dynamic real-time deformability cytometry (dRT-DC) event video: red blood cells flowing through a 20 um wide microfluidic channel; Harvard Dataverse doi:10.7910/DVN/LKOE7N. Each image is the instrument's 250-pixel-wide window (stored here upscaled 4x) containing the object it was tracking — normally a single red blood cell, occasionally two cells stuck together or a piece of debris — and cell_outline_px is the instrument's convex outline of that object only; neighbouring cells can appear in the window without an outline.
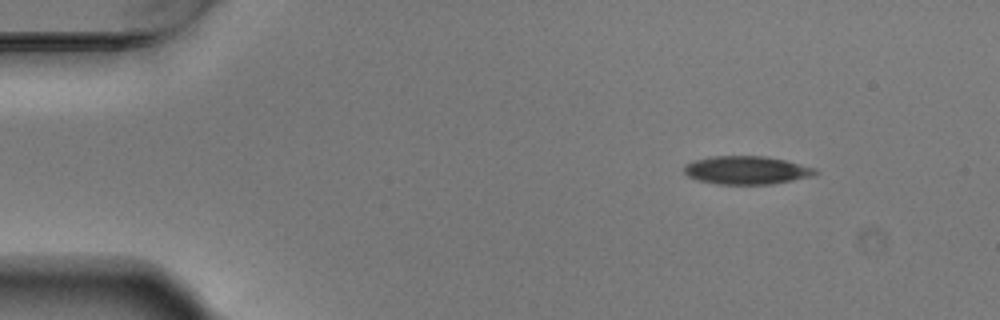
{"species": "Egyptian fruit bat (a non-hibernating species)", "species_latin": "Rousettus aegyptiacus", "temperature_condition": "warm", "stored_images_in_passage": 8, "camera_frame_rate_fps": 3000, "um_per_image_px": 0.085, "animal": {"sex": "male"}, "frame": {"image": 1, "passage_image": 1, "time_ms": 0.0, "image_size_px": [1000, 320], "cell_outline_px": [[820, 172], [808, 176], [792, 180], [772, 184], [716, 184], [696, 180], [688, 176], [684, 172], [684, 164], [692, 160], [712, 156], [764, 156], [784, 160], [816, 168]], "centroid_in_image_um": [63.39, 14.46], "position_along_channel_um": 21.6, "area_um2": 21.56}}
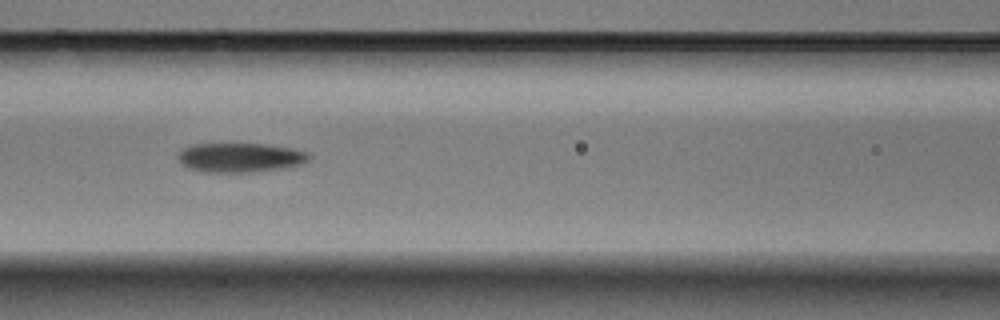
{"frame": {"image": 2, "passage_image": 5, "time_ms": 1.333, "image_size_px": [1000, 320], "cell_outline_px": [[312, 156], [308, 160], [300, 164], [280, 168], [252, 172], [204, 172], [188, 168], [180, 164], [180, 152], [184, 148], [196, 144], [264, 144], [292, 148], [308, 152]], "centroid_in_image_um": [20.43, 13.39], "position_along_channel_um": 146.2, "area_um2": 22.14}}
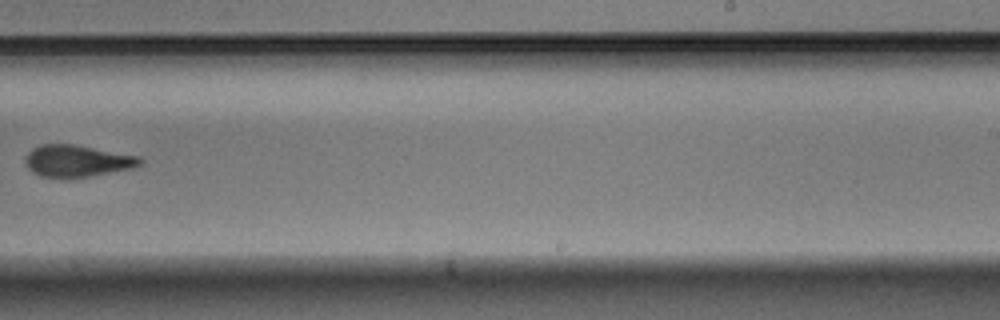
{"frame": {"image": 3, "passage_image": 8, "time_ms": 2.333, "image_size_px": [1000, 320], "cell_outline_px": [[144, 164], [132, 168], [92, 176], [60, 180], [40, 176], [32, 172], [28, 168], [24, 160], [28, 152], [32, 148], [40, 144], [72, 144], [140, 156], [144, 160]], "centroid_in_image_um": [6.54, 13.71], "position_along_channel_um": 282.5, "area_um2": 21.85}}